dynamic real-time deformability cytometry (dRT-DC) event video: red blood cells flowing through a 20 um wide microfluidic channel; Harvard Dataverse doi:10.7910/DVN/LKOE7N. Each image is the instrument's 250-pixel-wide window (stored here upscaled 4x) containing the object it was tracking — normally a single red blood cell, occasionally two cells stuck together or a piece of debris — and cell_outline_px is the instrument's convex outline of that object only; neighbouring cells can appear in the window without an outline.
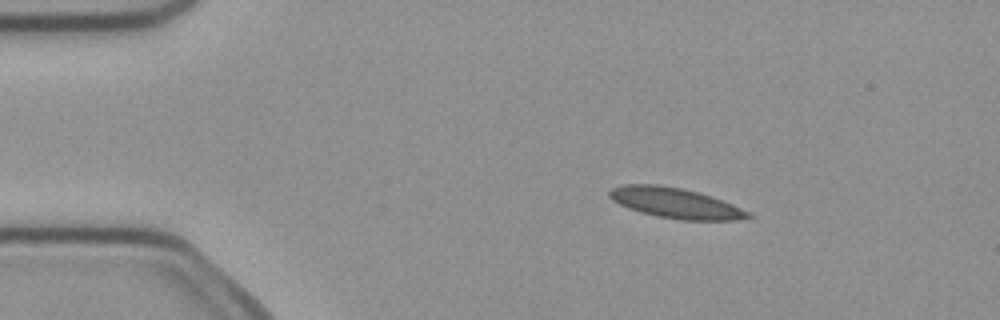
{"species": "common noctule bat (a hibernating species)", "species_latin": "Nyctalus noctula", "temperature_condition": "cold", "stored_images_in_passage": 3, "camera_frame_rate_fps": 3000, "um_per_image_px": 0.085, "animal": {"sex": "female", "body_mass_g": 21.9}, "frame": {"image": 1, "passage_image": 2, "time_ms": 0.333, "image_size_px": [1000, 320], "cell_outline_px": [[752, 216], [736, 220], [680, 220], [656, 216], [640, 212], [628, 208], [612, 200], [608, 196], [608, 192], [612, 188], [624, 184], [656, 184], [680, 188], [696, 192], [732, 204], [748, 212]], "centroid_in_image_um": [57.34, 17.26], "position_along_channel_um": 27.7, "area_um2": 24.16}}